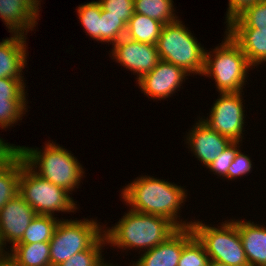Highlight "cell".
<instances>
[{"label":"cell","instance_id":"1","mask_svg":"<svg viewBox=\"0 0 266 266\" xmlns=\"http://www.w3.org/2000/svg\"><path fill=\"white\" fill-rule=\"evenodd\" d=\"M186 192L177 184L145 175L122 188L121 197L133 211L163 216L178 228H187L193 222L182 221L178 216L182 203L187 198Z\"/></svg>","mask_w":266,"mask_h":266},{"label":"cell","instance_id":"2","mask_svg":"<svg viewBox=\"0 0 266 266\" xmlns=\"http://www.w3.org/2000/svg\"><path fill=\"white\" fill-rule=\"evenodd\" d=\"M179 228L163 216L144 214L129 209L111 228L103 229L106 243L127 250H150L166 241Z\"/></svg>","mask_w":266,"mask_h":266},{"label":"cell","instance_id":"3","mask_svg":"<svg viewBox=\"0 0 266 266\" xmlns=\"http://www.w3.org/2000/svg\"><path fill=\"white\" fill-rule=\"evenodd\" d=\"M17 152L22 156L25 164L43 179L68 192L79 188L77 186L80 185L85 171L71 151L52 141L47 142L43 150L18 145Z\"/></svg>","mask_w":266,"mask_h":266},{"label":"cell","instance_id":"4","mask_svg":"<svg viewBox=\"0 0 266 266\" xmlns=\"http://www.w3.org/2000/svg\"><path fill=\"white\" fill-rule=\"evenodd\" d=\"M225 35L220 46L215 47L213 51H205L202 76L213 77L219 93L241 92L247 82L249 69L254 67L248 62L241 47L227 32Z\"/></svg>","mask_w":266,"mask_h":266},{"label":"cell","instance_id":"5","mask_svg":"<svg viewBox=\"0 0 266 266\" xmlns=\"http://www.w3.org/2000/svg\"><path fill=\"white\" fill-rule=\"evenodd\" d=\"M183 24L177 20L163 26L156 43L159 58L182 68L189 75H202L206 50Z\"/></svg>","mask_w":266,"mask_h":266},{"label":"cell","instance_id":"6","mask_svg":"<svg viewBox=\"0 0 266 266\" xmlns=\"http://www.w3.org/2000/svg\"><path fill=\"white\" fill-rule=\"evenodd\" d=\"M224 222L216 228L194 220L191 228L210 260L228 266H249L237 224L232 219Z\"/></svg>","mask_w":266,"mask_h":266},{"label":"cell","instance_id":"7","mask_svg":"<svg viewBox=\"0 0 266 266\" xmlns=\"http://www.w3.org/2000/svg\"><path fill=\"white\" fill-rule=\"evenodd\" d=\"M19 194L37 215H52L56 212H74L78 208L70 192L43 179L26 164L21 168Z\"/></svg>","mask_w":266,"mask_h":266},{"label":"cell","instance_id":"8","mask_svg":"<svg viewBox=\"0 0 266 266\" xmlns=\"http://www.w3.org/2000/svg\"><path fill=\"white\" fill-rule=\"evenodd\" d=\"M97 221L60 219L50 244V265L67 261L74 254L89 249L102 235L103 228Z\"/></svg>","mask_w":266,"mask_h":266},{"label":"cell","instance_id":"9","mask_svg":"<svg viewBox=\"0 0 266 266\" xmlns=\"http://www.w3.org/2000/svg\"><path fill=\"white\" fill-rule=\"evenodd\" d=\"M242 92L219 93L220 97L213 103L208 115L209 119L201 118L212 130L240 143L245 129Z\"/></svg>","mask_w":266,"mask_h":266},{"label":"cell","instance_id":"10","mask_svg":"<svg viewBox=\"0 0 266 266\" xmlns=\"http://www.w3.org/2000/svg\"><path fill=\"white\" fill-rule=\"evenodd\" d=\"M113 45L112 59L135 73L138 80L150 73L160 61L156 45L141 43L125 36Z\"/></svg>","mask_w":266,"mask_h":266},{"label":"cell","instance_id":"11","mask_svg":"<svg viewBox=\"0 0 266 266\" xmlns=\"http://www.w3.org/2000/svg\"><path fill=\"white\" fill-rule=\"evenodd\" d=\"M37 213L20 194L9 200L0 210V241L5 249L9 242L13 247L28 228ZM7 242V243H6Z\"/></svg>","mask_w":266,"mask_h":266},{"label":"cell","instance_id":"12","mask_svg":"<svg viewBox=\"0 0 266 266\" xmlns=\"http://www.w3.org/2000/svg\"><path fill=\"white\" fill-rule=\"evenodd\" d=\"M186 76L188 73L182 68L160 60L150 73L144 75L137 82L148 98L164 100L179 90L178 88L182 86Z\"/></svg>","mask_w":266,"mask_h":266},{"label":"cell","instance_id":"13","mask_svg":"<svg viewBox=\"0 0 266 266\" xmlns=\"http://www.w3.org/2000/svg\"><path fill=\"white\" fill-rule=\"evenodd\" d=\"M199 121V122H198ZM187 134L189 149L195 157L206 166L214 161L216 156L224 151L233 141L212 130L204 121L199 119Z\"/></svg>","mask_w":266,"mask_h":266},{"label":"cell","instance_id":"14","mask_svg":"<svg viewBox=\"0 0 266 266\" xmlns=\"http://www.w3.org/2000/svg\"><path fill=\"white\" fill-rule=\"evenodd\" d=\"M40 0H0V17L11 34L26 36L39 19ZM26 32V33H25Z\"/></svg>","mask_w":266,"mask_h":266},{"label":"cell","instance_id":"15","mask_svg":"<svg viewBox=\"0 0 266 266\" xmlns=\"http://www.w3.org/2000/svg\"><path fill=\"white\" fill-rule=\"evenodd\" d=\"M193 236L191 227L179 228L166 241L145 251L135 264L129 266H178L183 246Z\"/></svg>","mask_w":266,"mask_h":266},{"label":"cell","instance_id":"16","mask_svg":"<svg viewBox=\"0 0 266 266\" xmlns=\"http://www.w3.org/2000/svg\"><path fill=\"white\" fill-rule=\"evenodd\" d=\"M26 36L12 34L0 42V78L24 79L27 66Z\"/></svg>","mask_w":266,"mask_h":266},{"label":"cell","instance_id":"17","mask_svg":"<svg viewBox=\"0 0 266 266\" xmlns=\"http://www.w3.org/2000/svg\"><path fill=\"white\" fill-rule=\"evenodd\" d=\"M233 221L237 224L249 266H266V227L251 221Z\"/></svg>","mask_w":266,"mask_h":266},{"label":"cell","instance_id":"18","mask_svg":"<svg viewBox=\"0 0 266 266\" xmlns=\"http://www.w3.org/2000/svg\"><path fill=\"white\" fill-rule=\"evenodd\" d=\"M225 32L241 47L252 66L266 62V31L254 28H226Z\"/></svg>","mask_w":266,"mask_h":266},{"label":"cell","instance_id":"19","mask_svg":"<svg viewBox=\"0 0 266 266\" xmlns=\"http://www.w3.org/2000/svg\"><path fill=\"white\" fill-rule=\"evenodd\" d=\"M24 164V159L16 152L0 168V210L9 200L19 194V180Z\"/></svg>","mask_w":266,"mask_h":266},{"label":"cell","instance_id":"20","mask_svg":"<svg viewBox=\"0 0 266 266\" xmlns=\"http://www.w3.org/2000/svg\"><path fill=\"white\" fill-rule=\"evenodd\" d=\"M164 24L148 16L133 13L129 19L125 37L151 45H156Z\"/></svg>","mask_w":266,"mask_h":266},{"label":"cell","instance_id":"21","mask_svg":"<svg viewBox=\"0 0 266 266\" xmlns=\"http://www.w3.org/2000/svg\"><path fill=\"white\" fill-rule=\"evenodd\" d=\"M10 250L15 266H51L49 242L15 244Z\"/></svg>","mask_w":266,"mask_h":266},{"label":"cell","instance_id":"22","mask_svg":"<svg viewBox=\"0 0 266 266\" xmlns=\"http://www.w3.org/2000/svg\"><path fill=\"white\" fill-rule=\"evenodd\" d=\"M173 3V0H134V12L158 20L164 25L170 24L179 20L174 13Z\"/></svg>","mask_w":266,"mask_h":266},{"label":"cell","instance_id":"23","mask_svg":"<svg viewBox=\"0 0 266 266\" xmlns=\"http://www.w3.org/2000/svg\"><path fill=\"white\" fill-rule=\"evenodd\" d=\"M52 215H36L17 244L49 242L60 221Z\"/></svg>","mask_w":266,"mask_h":266},{"label":"cell","instance_id":"24","mask_svg":"<svg viewBox=\"0 0 266 266\" xmlns=\"http://www.w3.org/2000/svg\"><path fill=\"white\" fill-rule=\"evenodd\" d=\"M226 26L227 28H254L266 31V0H259L246 8Z\"/></svg>","mask_w":266,"mask_h":266},{"label":"cell","instance_id":"25","mask_svg":"<svg viewBox=\"0 0 266 266\" xmlns=\"http://www.w3.org/2000/svg\"><path fill=\"white\" fill-rule=\"evenodd\" d=\"M104 234L87 250L74 254L67 261L56 266H115L102 258V248L105 246Z\"/></svg>","mask_w":266,"mask_h":266},{"label":"cell","instance_id":"26","mask_svg":"<svg viewBox=\"0 0 266 266\" xmlns=\"http://www.w3.org/2000/svg\"><path fill=\"white\" fill-rule=\"evenodd\" d=\"M78 17L85 33L97 42L100 41V17L102 8L98 1L77 6Z\"/></svg>","mask_w":266,"mask_h":266},{"label":"cell","instance_id":"27","mask_svg":"<svg viewBox=\"0 0 266 266\" xmlns=\"http://www.w3.org/2000/svg\"><path fill=\"white\" fill-rule=\"evenodd\" d=\"M26 98H0V127L2 129L13 126L22 120L27 112Z\"/></svg>","mask_w":266,"mask_h":266},{"label":"cell","instance_id":"28","mask_svg":"<svg viewBox=\"0 0 266 266\" xmlns=\"http://www.w3.org/2000/svg\"><path fill=\"white\" fill-rule=\"evenodd\" d=\"M127 24L119 19L110 15L109 12L102 10L100 17V41L110 42L115 44L118 40L125 36Z\"/></svg>","mask_w":266,"mask_h":266},{"label":"cell","instance_id":"29","mask_svg":"<svg viewBox=\"0 0 266 266\" xmlns=\"http://www.w3.org/2000/svg\"><path fill=\"white\" fill-rule=\"evenodd\" d=\"M210 258L203 244L194 235L184 246L178 266H208Z\"/></svg>","mask_w":266,"mask_h":266},{"label":"cell","instance_id":"30","mask_svg":"<svg viewBox=\"0 0 266 266\" xmlns=\"http://www.w3.org/2000/svg\"><path fill=\"white\" fill-rule=\"evenodd\" d=\"M239 142L233 141L224 151L216 156L214 161L207 167L214 174L219 177L228 179V168L234 160L239 149Z\"/></svg>","mask_w":266,"mask_h":266},{"label":"cell","instance_id":"31","mask_svg":"<svg viewBox=\"0 0 266 266\" xmlns=\"http://www.w3.org/2000/svg\"><path fill=\"white\" fill-rule=\"evenodd\" d=\"M102 10L119 17L126 24L134 13V0H98Z\"/></svg>","mask_w":266,"mask_h":266},{"label":"cell","instance_id":"32","mask_svg":"<svg viewBox=\"0 0 266 266\" xmlns=\"http://www.w3.org/2000/svg\"><path fill=\"white\" fill-rule=\"evenodd\" d=\"M25 85L24 79L0 78V98H26Z\"/></svg>","mask_w":266,"mask_h":266},{"label":"cell","instance_id":"33","mask_svg":"<svg viewBox=\"0 0 266 266\" xmlns=\"http://www.w3.org/2000/svg\"><path fill=\"white\" fill-rule=\"evenodd\" d=\"M251 162L250 157L239 150L228 168V179L234 180L248 174L252 169Z\"/></svg>","mask_w":266,"mask_h":266},{"label":"cell","instance_id":"34","mask_svg":"<svg viewBox=\"0 0 266 266\" xmlns=\"http://www.w3.org/2000/svg\"><path fill=\"white\" fill-rule=\"evenodd\" d=\"M226 23L229 24L234 18L240 15L246 8L257 3L259 0H228Z\"/></svg>","mask_w":266,"mask_h":266},{"label":"cell","instance_id":"35","mask_svg":"<svg viewBox=\"0 0 266 266\" xmlns=\"http://www.w3.org/2000/svg\"><path fill=\"white\" fill-rule=\"evenodd\" d=\"M0 266H15L14 259L9 252L0 255Z\"/></svg>","mask_w":266,"mask_h":266},{"label":"cell","instance_id":"36","mask_svg":"<svg viewBox=\"0 0 266 266\" xmlns=\"http://www.w3.org/2000/svg\"><path fill=\"white\" fill-rule=\"evenodd\" d=\"M3 140V138H0V152H17V146L5 143Z\"/></svg>","mask_w":266,"mask_h":266},{"label":"cell","instance_id":"37","mask_svg":"<svg viewBox=\"0 0 266 266\" xmlns=\"http://www.w3.org/2000/svg\"><path fill=\"white\" fill-rule=\"evenodd\" d=\"M16 152H0V168L15 154Z\"/></svg>","mask_w":266,"mask_h":266},{"label":"cell","instance_id":"38","mask_svg":"<svg viewBox=\"0 0 266 266\" xmlns=\"http://www.w3.org/2000/svg\"><path fill=\"white\" fill-rule=\"evenodd\" d=\"M208 266H228V265L217 262V261L210 260Z\"/></svg>","mask_w":266,"mask_h":266},{"label":"cell","instance_id":"39","mask_svg":"<svg viewBox=\"0 0 266 266\" xmlns=\"http://www.w3.org/2000/svg\"><path fill=\"white\" fill-rule=\"evenodd\" d=\"M5 252L6 251L4 250L3 245H2V243L0 241V255L3 254V253H5Z\"/></svg>","mask_w":266,"mask_h":266}]
</instances>
